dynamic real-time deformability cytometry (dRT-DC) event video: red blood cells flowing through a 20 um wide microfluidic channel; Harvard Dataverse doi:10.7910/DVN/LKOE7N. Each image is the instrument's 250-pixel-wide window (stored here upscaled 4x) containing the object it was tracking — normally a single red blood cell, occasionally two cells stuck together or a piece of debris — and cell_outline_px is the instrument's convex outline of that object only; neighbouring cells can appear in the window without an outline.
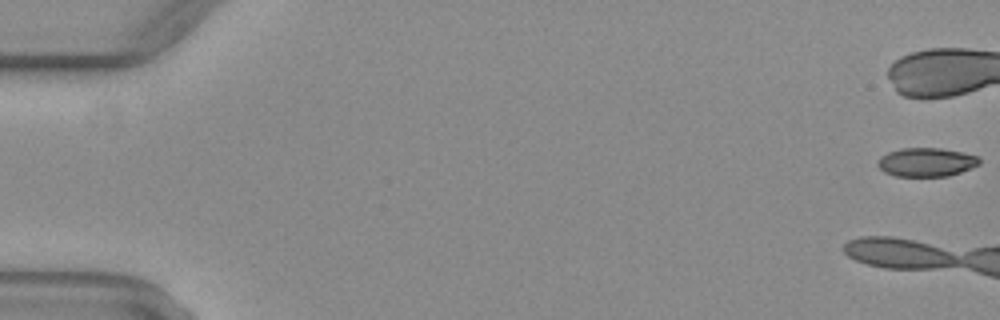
{"species": "common noctule bat (a hibernating species)", "species_latin": "Nyctalus noctula", "temperature_condition": "warm", "stored_images_in_passage": 9, "camera_frame_rate_fps": 3000, "um_per_image_px": 0.085, "animal": {"sex": "female", "body_mass_g": 29.2, "forearm_length_mm": 56.3}, "frame": {"image": 1, "passage_image": 1, "time_ms": 0.0, "image_size_px": [1000, 320], "cell_outline_px": [[980, 164], [960, 172], [948, 176], [896, 176], [884, 172], [876, 164], [880, 156], [888, 152], [900, 148], [940, 148], [960, 152], [976, 156], [980, 160]], "centroid_in_image_um": [78.69, 13.78], "position_along_channel_um": 6.3, "area_um2": 16.94}}